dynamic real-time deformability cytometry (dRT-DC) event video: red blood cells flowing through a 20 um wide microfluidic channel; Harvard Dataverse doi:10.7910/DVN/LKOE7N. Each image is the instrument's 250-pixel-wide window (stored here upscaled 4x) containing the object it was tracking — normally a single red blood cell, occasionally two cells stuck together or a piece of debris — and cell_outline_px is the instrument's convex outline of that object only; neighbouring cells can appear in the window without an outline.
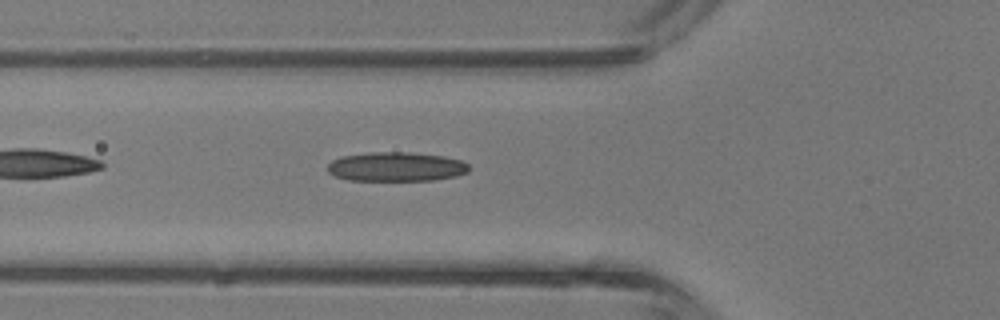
{"species": "common noctule bat (a hibernating species)", "species_latin": "Nyctalus noctula", "temperature_condition": "room temperature", "stored_images_in_passage": 32, "camera_frame_rate_fps": 3000, "um_per_image_px": 0.085, "animal": {"sex": "male", "body_mass_g": 13.3}, "frame": {"image": 1, "passage_image": 7, "time_ms": 2.0, "image_size_px": [1000, 320], "cell_outline_px": [[468, 172], [456, 176], [432, 180], [348, 180], [336, 176], [328, 172], [328, 164], [332, 160], [340, 156], [372, 152], [408, 152], [444, 156], [460, 160], [468, 164]], "centroid_in_image_um": [33.66, 14.16], "position_along_channel_um": 92.1, "area_um2": 24.04}}
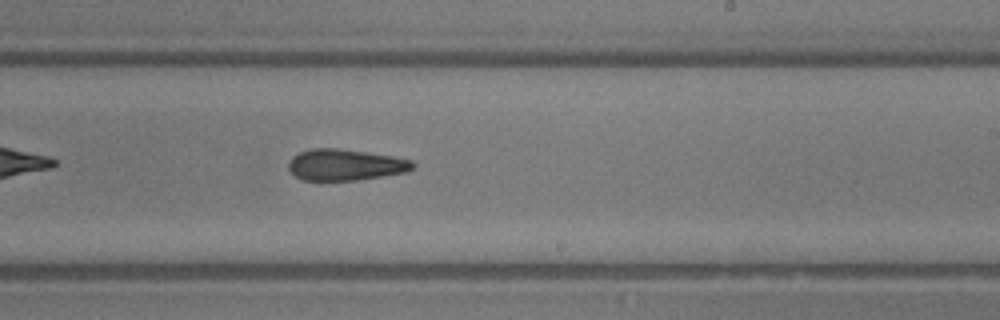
{"frame": {"image": 2, "passage_image": 17, "time_ms": 5.333, "image_size_px": [1000, 320], "cell_outline_px": [[416, 164], [408, 172], [356, 180], [300, 180], [288, 168], [288, 164], [292, 156], [300, 152], [312, 148], [336, 148], [392, 156], [412, 160]], "centroid_in_image_um": [29.35, 14.01], "position_along_channel_um": 259.7, "area_um2": 22.54}}
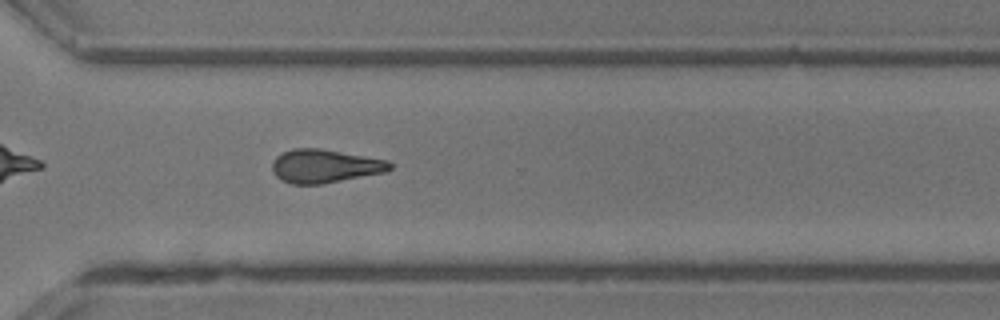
{"frame": {"image": 3, "passage_image": 22, "time_ms": 7.0, "image_size_px": [1000, 320], "cell_outline_px": [[392, 168], [384, 172], [320, 184], [292, 184], [276, 176], [272, 172], [272, 164], [276, 156], [292, 148], [320, 148], [388, 160], [392, 164]], "centroid_in_image_um": [27.59, 14.1], "position_along_channel_um": 343.0, "area_um2": 22.72}}